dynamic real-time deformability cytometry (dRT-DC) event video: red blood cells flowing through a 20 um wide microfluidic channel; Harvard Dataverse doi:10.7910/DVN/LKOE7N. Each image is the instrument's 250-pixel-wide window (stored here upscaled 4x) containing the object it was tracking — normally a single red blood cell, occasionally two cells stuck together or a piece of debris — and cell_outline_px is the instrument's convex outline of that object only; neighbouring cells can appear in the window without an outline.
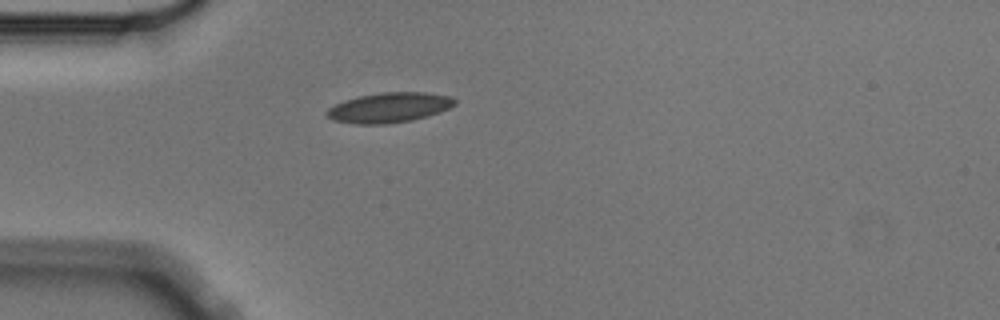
{"species": "Egyptian fruit bat (a non-hibernating species)", "species_latin": "Rousettus aegyptiacus", "temperature_condition": "cold", "stored_images_in_passage": 1, "camera_frame_rate_fps": 3000, "um_per_image_px": 0.085, "animal": {"sex": "male"}, "frame": {"image": 1, "passage_image": 1, "time_ms": 0.0, "image_size_px": [1000, 320], "cell_outline_px": [[456, 104], [440, 112], [428, 116], [412, 120], [388, 124], [356, 124], [332, 120], [324, 112], [328, 108], [344, 100], [356, 96], [380, 92], [424, 92], [452, 96], [456, 100]], "centroid_in_image_um": [33.08, 9.14], "position_along_channel_um": 51.9, "area_um2": 22.6}}